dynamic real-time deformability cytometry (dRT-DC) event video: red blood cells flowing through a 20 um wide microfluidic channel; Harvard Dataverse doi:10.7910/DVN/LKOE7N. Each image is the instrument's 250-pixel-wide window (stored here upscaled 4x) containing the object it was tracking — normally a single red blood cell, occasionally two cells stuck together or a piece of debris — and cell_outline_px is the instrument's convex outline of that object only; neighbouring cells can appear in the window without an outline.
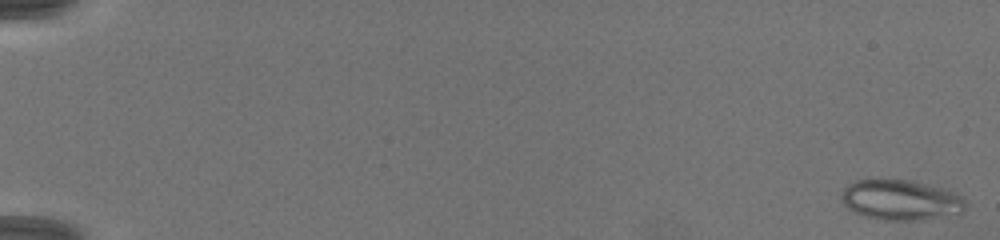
{"species": "common noctule bat (a hibernating species)", "species_latin": "Nyctalus noctula", "temperature_condition": "warm", "stored_images_in_passage": 53, "camera_frame_rate_fps": 3000, "um_per_image_px": 0.085, "animal": {"sex": "female", "body_mass_g": 19.5, "forearm_length_mm": 54.1}, "frame": {"image": 1, "passage_image": 2, "time_ms": 0.333, "image_size_px": [1000, 240], "cell_outline_px": [[964, 208], [960, 212], [908, 220], [880, 220], [864, 216], [848, 208], [844, 204], [840, 196], [844, 188], [848, 184], [856, 180], [876, 176], [888, 176], [908, 180], [948, 192], [956, 196], [964, 204]], "centroid_in_image_um": [76.32, 16.94], "position_along_channel_um": 8.7, "area_um2": 28.5}}
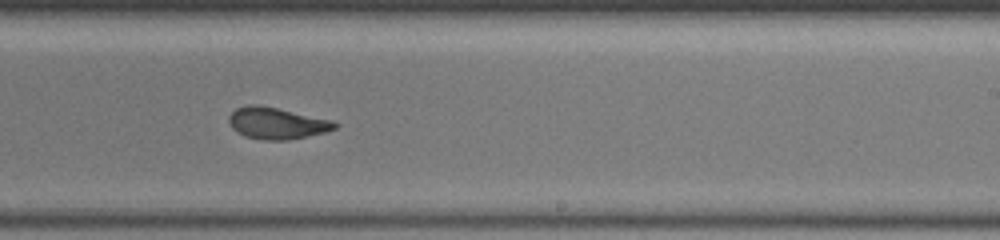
{"frame": {"image": 2, "passage_image": 35, "time_ms": 11.333, "image_size_px": [1000, 240], "cell_outline_px": [[340, 124], [336, 128], [324, 132], [288, 140], [264, 140], [244, 136], [236, 132], [232, 128], [228, 120], [228, 116], [236, 108], [248, 104], [256, 104], [276, 108], [332, 120]], "centroid_in_image_um": [23.49, 10.47], "position_along_channel_um": 265.5, "area_um2": 19.42}}
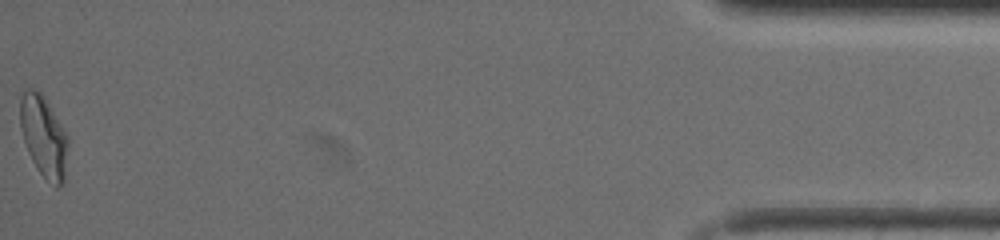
{"frame": {"image": 3, "passage_image": 53, "time_ms": 17.333, "image_size_px": [1000, 240], "cell_outline_px": [[68, 144], [64, 180], [56, 188], [36, 168], [28, 152], [20, 128], [20, 100], [24, 92], [32, 88], [40, 92], [44, 96], [68, 136]], "centroid_in_image_um": [3.72, 11.6], "position_along_channel_um": 431.5, "area_um2": 22.37}, "authors_computed_cell_mechanics": {"area_um2": 20.4034, "velocity_mm_per_s": 4.1812, "shape_relaxation_time_tau1_ms": 10.8952, "shape_relaxation_time_tau2_ms": 1.4624, "deformation_change_tau1": 0.2698, "deformation_change_tau2": 0.0763}}